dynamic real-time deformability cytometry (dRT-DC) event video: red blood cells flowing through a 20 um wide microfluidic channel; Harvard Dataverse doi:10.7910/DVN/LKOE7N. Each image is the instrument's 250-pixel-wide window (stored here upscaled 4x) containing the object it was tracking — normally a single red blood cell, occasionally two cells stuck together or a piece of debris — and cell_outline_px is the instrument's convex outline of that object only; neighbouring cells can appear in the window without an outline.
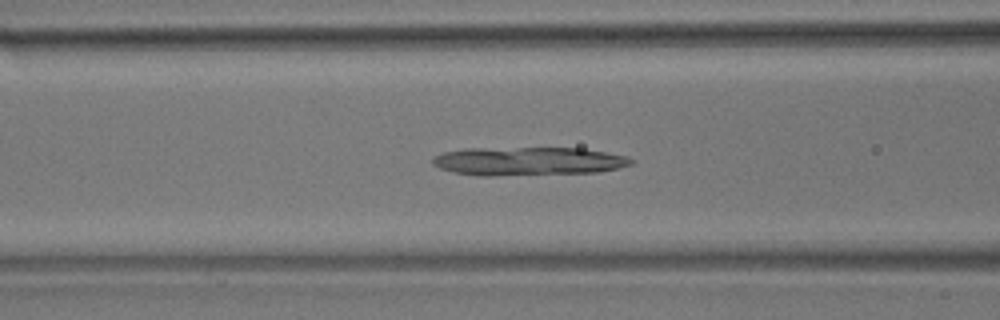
{"species": "common noctule bat (a hibernating species)", "species_latin": "Nyctalus noctula", "temperature_condition": "room temperature", "stored_images_in_passage": 46, "camera_frame_rate_fps": 3000, "um_per_image_px": 0.085, "animal": {"sex": "male", "body_mass_g": 17.9}, "frame": {"image": 1, "passage_image": 14, "time_ms": 4.333, "image_size_px": [1000, 320], "cell_outline_px": [[632, 164], [620, 168], [600, 172], [492, 176], [480, 176], [452, 172], [440, 168], [432, 164], [432, 156], [444, 152], [464, 148], [584, 148], [628, 156], [632, 160]], "centroid_in_image_um": [44.89, 13.7], "position_along_channel_um": 121.7, "area_um2": 33.29}}
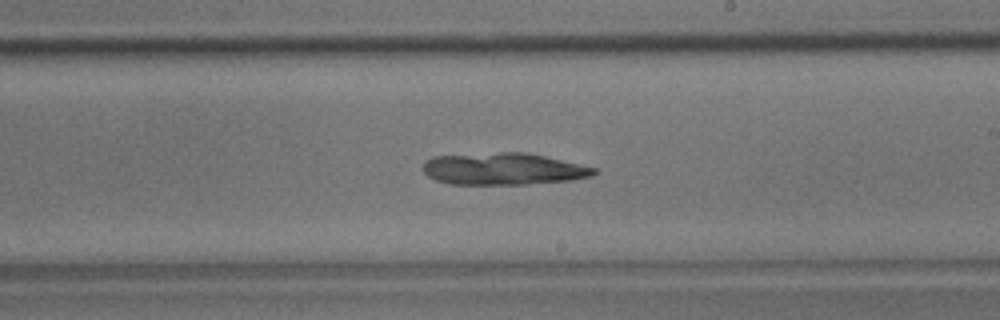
{"frame": {"image": 2, "passage_image": 24, "time_ms": 7.667, "image_size_px": [1000, 320], "cell_outline_px": [[600, 172], [592, 176], [572, 180], [524, 184], [448, 184], [436, 180], [428, 176], [424, 172], [424, 160], [432, 156], [500, 152], [524, 152], [544, 156], [596, 168]], "centroid_in_image_um": [42.77, 14.35], "position_along_channel_um": 246.2, "area_um2": 31.85}}
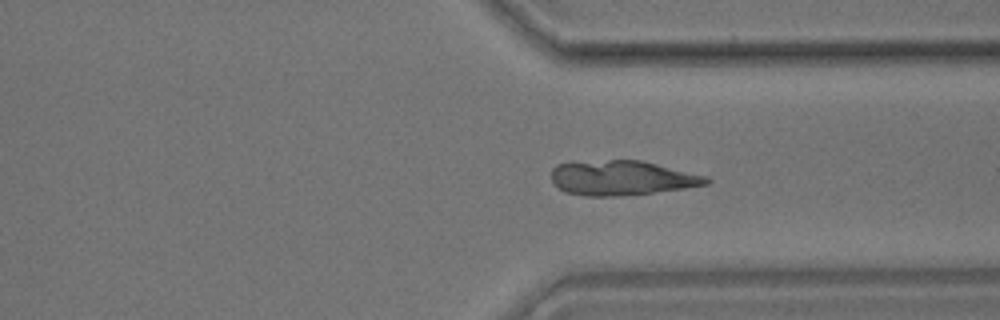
{"frame": {"image": 3, "passage_image": 33, "time_ms": 10.667, "image_size_px": [1000, 320], "cell_outline_px": [[712, 180], [708, 184], [684, 188], [620, 196], [584, 196], [564, 192], [552, 180], [552, 168], [556, 164], [568, 160], [640, 160], [708, 176]], "centroid_in_image_um": [52.8, 15.1], "position_along_channel_um": 358.6, "area_um2": 31.67}}